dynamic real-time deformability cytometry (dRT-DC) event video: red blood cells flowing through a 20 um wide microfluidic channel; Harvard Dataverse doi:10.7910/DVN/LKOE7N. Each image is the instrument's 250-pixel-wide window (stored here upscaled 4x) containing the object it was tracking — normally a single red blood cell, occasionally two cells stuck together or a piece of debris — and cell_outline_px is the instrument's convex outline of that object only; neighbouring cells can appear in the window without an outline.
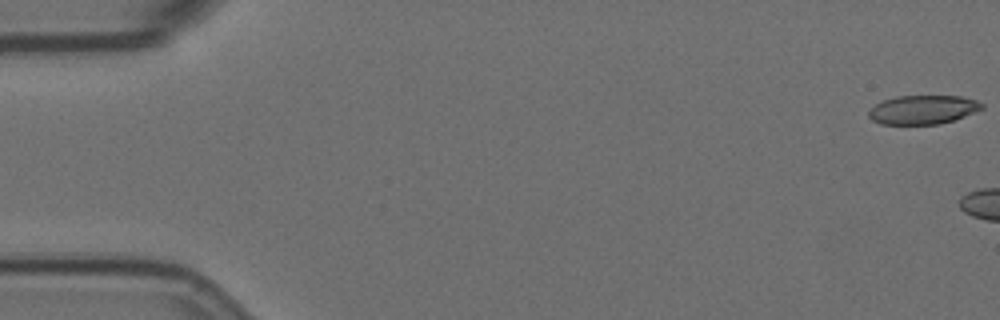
{"species": "Egyptian fruit bat (a non-hibernating species)", "species_latin": "Rousettus aegyptiacus", "temperature_condition": "room temperature", "stored_images_in_passage": 12, "camera_frame_rate_fps": 3000, "um_per_image_px": 0.085, "animal": {"sex": "female"}, "frame": {"image": 1, "passage_image": 1, "time_ms": 0.0, "image_size_px": [1000, 320], "cell_outline_px": [[984, 108], [976, 112], [940, 124], [880, 124], [872, 120], [868, 116], [868, 112], [876, 104], [884, 100], [896, 96], [960, 96], [976, 100], [984, 104]], "centroid_in_image_um": [78.46, 9.32], "position_along_channel_um": 6.5, "area_um2": 19.02}}